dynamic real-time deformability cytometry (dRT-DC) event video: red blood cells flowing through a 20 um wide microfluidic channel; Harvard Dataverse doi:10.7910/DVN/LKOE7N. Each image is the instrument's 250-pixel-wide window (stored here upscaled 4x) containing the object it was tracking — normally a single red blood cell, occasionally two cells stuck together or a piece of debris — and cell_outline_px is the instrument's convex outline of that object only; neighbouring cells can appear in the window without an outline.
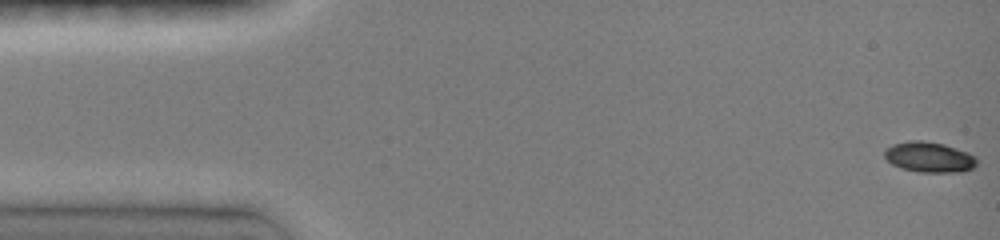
{"species": "common noctule bat (a hibernating species)", "species_latin": "Nyctalus noctula", "temperature_condition": "room temperature", "stored_images_in_passage": 74, "camera_frame_rate_fps": 3000, "um_per_image_px": 0.085, "animal": {"sex": "female", "body_mass_g": 19.0, "forearm_length_mm": 51.5}, "frame": {"image": 1, "passage_image": 1, "time_ms": 0.0, "image_size_px": [1000, 240], "cell_outline_px": [[976, 164], [972, 168], [964, 172], [920, 172], [900, 168], [892, 164], [884, 156], [884, 148], [892, 144], [908, 140], [924, 140], [944, 144], [968, 152], [976, 156]], "centroid_in_image_um": [78.96, 13.34], "position_along_channel_um": 6.0, "area_um2": 16.59}}
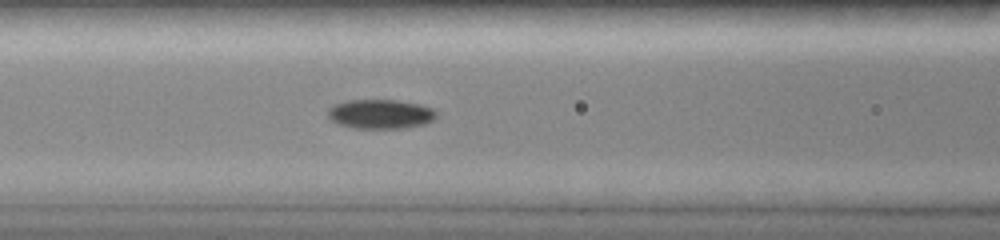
{"frame": {"image": 2, "passage_image": 35, "time_ms": 6.333, "image_size_px": [1000, 240], "cell_outline_px": [[436, 116], [432, 120], [424, 124], [408, 128], [352, 128], [340, 124], [332, 120], [328, 116], [328, 108], [332, 104], [348, 100], [396, 100], [420, 104], [432, 108], [436, 112]], "centroid_in_image_um": [32.33, 9.69], "position_along_channel_um": 134.3, "area_um2": 18.61}}
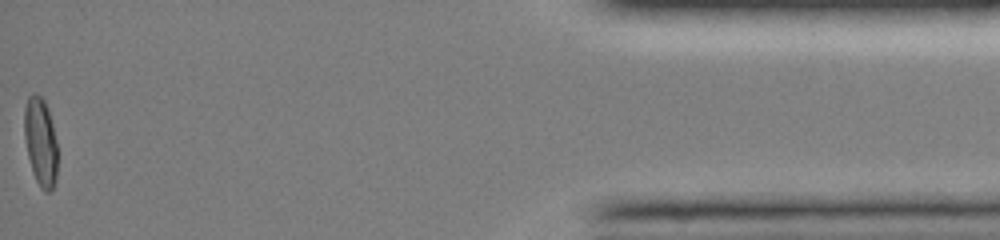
{"frame": {"image": 3, "passage_image": 74, "time_ms": 15.667, "image_size_px": [1000, 240], "cell_outline_px": [[56, 180], [52, 188], [48, 192], [44, 192], [40, 188], [32, 172], [28, 156], [24, 136], [24, 108], [28, 96], [32, 92], [40, 96], [44, 100], [52, 124], [56, 144]], "centroid_in_image_um": [3.42, 12.06], "position_along_channel_um": 431.8, "area_um2": 16.94}, "authors_computed_cell_mechanics": {"area_um2": 17.0221, "velocity_mm_per_s": 4.0539, "shape_relaxation_time_tau1_ms": 7.1734, "shape_relaxation_time_tau2_ms": 2.8838, "deformation_change_tau1": 0.1937, "deformation_change_tau2": 0.0392}}